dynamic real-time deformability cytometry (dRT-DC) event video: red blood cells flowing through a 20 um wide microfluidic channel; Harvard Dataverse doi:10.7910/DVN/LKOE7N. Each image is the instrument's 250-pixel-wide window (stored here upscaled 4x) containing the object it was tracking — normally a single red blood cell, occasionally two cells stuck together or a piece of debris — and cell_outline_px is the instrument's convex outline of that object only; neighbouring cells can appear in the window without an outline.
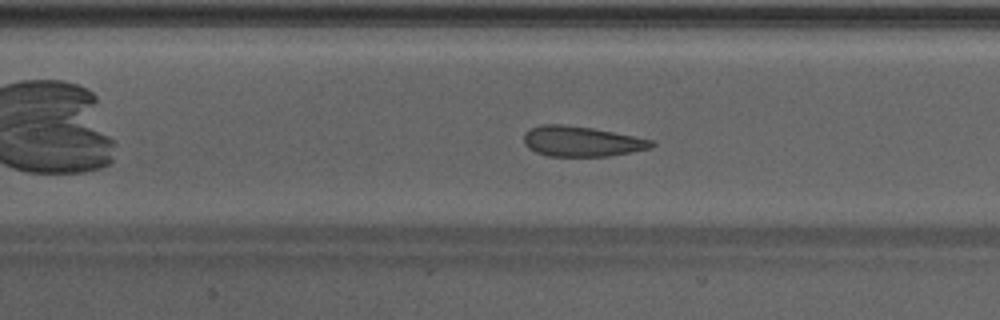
{"species": "Egyptian fruit bat (a non-hibernating species)", "species_latin": "Rousettus aegyptiacus", "temperature_condition": "warm", "stored_images_in_passage": 39, "camera_frame_rate_fps": 3000, "um_per_image_px": 0.085, "animal": {"sex": "male"}, "frame": {"image": 1, "passage_image": 13, "time_ms": 4.0, "image_size_px": [1000, 320], "cell_outline_px": [[656, 144], [652, 148], [632, 152], [608, 156], [548, 156], [536, 152], [528, 148], [524, 144], [524, 132], [540, 124], [564, 124], [592, 128], [652, 140]], "centroid_in_image_um": [49.41, 12.02], "position_along_channel_um": 158.0, "area_um2": 22.48}}
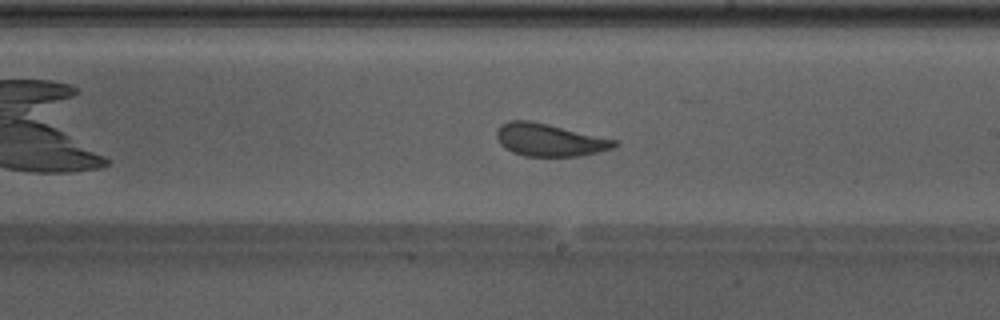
{"frame": {"image": 2, "passage_image": 19, "time_ms": 6.0, "image_size_px": [1000, 320], "cell_outline_px": [[620, 144], [612, 148], [580, 156], [524, 156], [512, 152], [500, 144], [496, 136], [496, 132], [500, 124], [508, 120], [528, 120], [548, 124], [616, 140]], "centroid_in_image_um": [46.66, 11.89], "position_along_channel_um": 242.3, "area_um2": 22.25}}
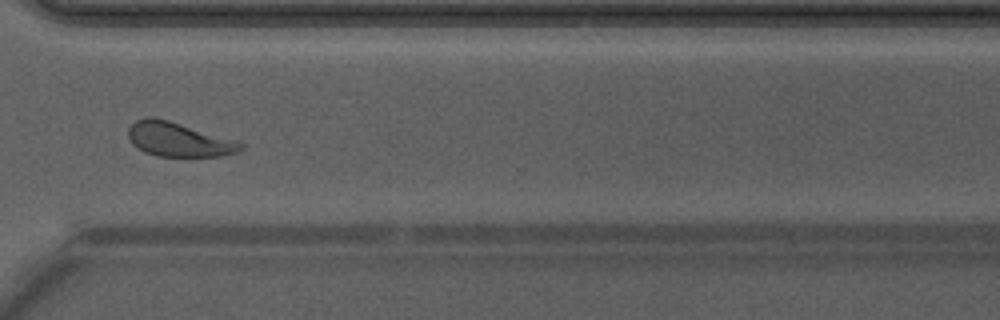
{"frame": {"image": 3, "passage_image": 27, "time_ms": 8.667, "image_size_px": [1000, 320], "cell_outline_px": [[244, 148], [236, 152], [220, 156], [156, 156], [144, 152], [132, 144], [128, 136], [128, 128], [136, 120], [144, 116], [152, 116], [168, 120], [236, 140], [244, 144]], "centroid_in_image_um": [15.15, 11.85], "position_along_channel_um": 355.4, "area_um2": 22.43}, "authors_computed_cell_mechanics": {"area_um2": 22.7154, "velocity_mm_per_s": 4.2329, "shape_relaxation_time_tau1_ms": 4.7941, "shape_relaxation_time_tau2_ms": 1.0382, "deformation_change_tau1": 0.1342, "deformation_change_tau2": 0.0619}}